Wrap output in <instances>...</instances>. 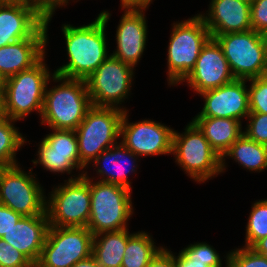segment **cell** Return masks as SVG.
I'll return each instance as SVG.
<instances>
[{
	"instance_id": "obj_7",
	"label": "cell",
	"mask_w": 267,
	"mask_h": 267,
	"mask_svg": "<svg viewBox=\"0 0 267 267\" xmlns=\"http://www.w3.org/2000/svg\"><path fill=\"white\" fill-rule=\"evenodd\" d=\"M183 133L173 131L172 154L185 173L201 183L221 174V157L211 147L203 132L191 121Z\"/></svg>"
},
{
	"instance_id": "obj_1",
	"label": "cell",
	"mask_w": 267,
	"mask_h": 267,
	"mask_svg": "<svg viewBox=\"0 0 267 267\" xmlns=\"http://www.w3.org/2000/svg\"><path fill=\"white\" fill-rule=\"evenodd\" d=\"M110 13L103 10L90 24L74 27L64 24L68 63L53 73L69 79H87L109 56L106 40V25Z\"/></svg>"
},
{
	"instance_id": "obj_29",
	"label": "cell",
	"mask_w": 267,
	"mask_h": 267,
	"mask_svg": "<svg viewBox=\"0 0 267 267\" xmlns=\"http://www.w3.org/2000/svg\"><path fill=\"white\" fill-rule=\"evenodd\" d=\"M224 258L226 267H267V257L248 247L231 250Z\"/></svg>"
},
{
	"instance_id": "obj_5",
	"label": "cell",
	"mask_w": 267,
	"mask_h": 267,
	"mask_svg": "<svg viewBox=\"0 0 267 267\" xmlns=\"http://www.w3.org/2000/svg\"><path fill=\"white\" fill-rule=\"evenodd\" d=\"M91 210L87 228L93 235L127 228L134 210L132 190L112 183L90 180Z\"/></svg>"
},
{
	"instance_id": "obj_30",
	"label": "cell",
	"mask_w": 267,
	"mask_h": 267,
	"mask_svg": "<svg viewBox=\"0 0 267 267\" xmlns=\"http://www.w3.org/2000/svg\"><path fill=\"white\" fill-rule=\"evenodd\" d=\"M249 110L250 112L267 114V75L248 79Z\"/></svg>"
},
{
	"instance_id": "obj_22",
	"label": "cell",
	"mask_w": 267,
	"mask_h": 267,
	"mask_svg": "<svg viewBox=\"0 0 267 267\" xmlns=\"http://www.w3.org/2000/svg\"><path fill=\"white\" fill-rule=\"evenodd\" d=\"M138 157L139 156L128 150L121 142L104 150L93 162L94 167L96 166L97 168V170H95L96 173L101 177L99 181L118 184L131 190V182L129 181L128 174L136 173L135 169L137 165L135 162H137L136 159H138ZM128 160L133 161L132 163L129 161L131 167L125 169L126 165L124 164H126ZM126 167L129 166L127 165Z\"/></svg>"
},
{
	"instance_id": "obj_44",
	"label": "cell",
	"mask_w": 267,
	"mask_h": 267,
	"mask_svg": "<svg viewBox=\"0 0 267 267\" xmlns=\"http://www.w3.org/2000/svg\"><path fill=\"white\" fill-rule=\"evenodd\" d=\"M245 3H248L249 5H251L255 0H241Z\"/></svg>"
},
{
	"instance_id": "obj_8",
	"label": "cell",
	"mask_w": 267,
	"mask_h": 267,
	"mask_svg": "<svg viewBox=\"0 0 267 267\" xmlns=\"http://www.w3.org/2000/svg\"><path fill=\"white\" fill-rule=\"evenodd\" d=\"M88 172L70 177L58 185L46 199V214L49 225L56 227H87L91 194Z\"/></svg>"
},
{
	"instance_id": "obj_17",
	"label": "cell",
	"mask_w": 267,
	"mask_h": 267,
	"mask_svg": "<svg viewBox=\"0 0 267 267\" xmlns=\"http://www.w3.org/2000/svg\"><path fill=\"white\" fill-rule=\"evenodd\" d=\"M48 16L44 24L30 37L0 47V73L7 79L35 65L45 54L48 43Z\"/></svg>"
},
{
	"instance_id": "obj_27",
	"label": "cell",
	"mask_w": 267,
	"mask_h": 267,
	"mask_svg": "<svg viewBox=\"0 0 267 267\" xmlns=\"http://www.w3.org/2000/svg\"><path fill=\"white\" fill-rule=\"evenodd\" d=\"M14 122L15 120L0 113V168L18 165L16 152L26 142L22 133L14 126Z\"/></svg>"
},
{
	"instance_id": "obj_15",
	"label": "cell",
	"mask_w": 267,
	"mask_h": 267,
	"mask_svg": "<svg viewBox=\"0 0 267 267\" xmlns=\"http://www.w3.org/2000/svg\"><path fill=\"white\" fill-rule=\"evenodd\" d=\"M46 135L38 147L34 165L40 164L52 173H68L81 170L78 140L75 130H56Z\"/></svg>"
},
{
	"instance_id": "obj_32",
	"label": "cell",
	"mask_w": 267,
	"mask_h": 267,
	"mask_svg": "<svg viewBox=\"0 0 267 267\" xmlns=\"http://www.w3.org/2000/svg\"><path fill=\"white\" fill-rule=\"evenodd\" d=\"M249 122L243 134L253 141L267 145V114L250 112Z\"/></svg>"
},
{
	"instance_id": "obj_38",
	"label": "cell",
	"mask_w": 267,
	"mask_h": 267,
	"mask_svg": "<svg viewBox=\"0 0 267 267\" xmlns=\"http://www.w3.org/2000/svg\"><path fill=\"white\" fill-rule=\"evenodd\" d=\"M175 267H210V261H200L189 259L182 251L178 256L174 254Z\"/></svg>"
},
{
	"instance_id": "obj_25",
	"label": "cell",
	"mask_w": 267,
	"mask_h": 267,
	"mask_svg": "<svg viewBox=\"0 0 267 267\" xmlns=\"http://www.w3.org/2000/svg\"><path fill=\"white\" fill-rule=\"evenodd\" d=\"M234 159L249 171L267 169V145L257 143L242 134L221 157V172H225V157Z\"/></svg>"
},
{
	"instance_id": "obj_39",
	"label": "cell",
	"mask_w": 267,
	"mask_h": 267,
	"mask_svg": "<svg viewBox=\"0 0 267 267\" xmlns=\"http://www.w3.org/2000/svg\"><path fill=\"white\" fill-rule=\"evenodd\" d=\"M152 0H121L122 9L146 10Z\"/></svg>"
},
{
	"instance_id": "obj_41",
	"label": "cell",
	"mask_w": 267,
	"mask_h": 267,
	"mask_svg": "<svg viewBox=\"0 0 267 267\" xmlns=\"http://www.w3.org/2000/svg\"><path fill=\"white\" fill-rule=\"evenodd\" d=\"M72 267H101L96 259L91 255L87 259L76 262Z\"/></svg>"
},
{
	"instance_id": "obj_9",
	"label": "cell",
	"mask_w": 267,
	"mask_h": 267,
	"mask_svg": "<svg viewBox=\"0 0 267 267\" xmlns=\"http://www.w3.org/2000/svg\"><path fill=\"white\" fill-rule=\"evenodd\" d=\"M221 46L235 79L267 75V36L254 30L211 36Z\"/></svg>"
},
{
	"instance_id": "obj_6",
	"label": "cell",
	"mask_w": 267,
	"mask_h": 267,
	"mask_svg": "<svg viewBox=\"0 0 267 267\" xmlns=\"http://www.w3.org/2000/svg\"><path fill=\"white\" fill-rule=\"evenodd\" d=\"M168 45V85L179 84L194 68L202 47L211 38L203 19L197 14L173 23Z\"/></svg>"
},
{
	"instance_id": "obj_40",
	"label": "cell",
	"mask_w": 267,
	"mask_h": 267,
	"mask_svg": "<svg viewBox=\"0 0 267 267\" xmlns=\"http://www.w3.org/2000/svg\"><path fill=\"white\" fill-rule=\"evenodd\" d=\"M251 248L256 253L267 257V237L258 240Z\"/></svg>"
},
{
	"instance_id": "obj_21",
	"label": "cell",
	"mask_w": 267,
	"mask_h": 267,
	"mask_svg": "<svg viewBox=\"0 0 267 267\" xmlns=\"http://www.w3.org/2000/svg\"><path fill=\"white\" fill-rule=\"evenodd\" d=\"M49 226L47 215L22 216L2 236V239L23 253L36 265L40 258Z\"/></svg>"
},
{
	"instance_id": "obj_2",
	"label": "cell",
	"mask_w": 267,
	"mask_h": 267,
	"mask_svg": "<svg viewBox=\"0 0 267 267\" xmlns=\"http://www.w3.org/2000/svg\"><path fill=\"white\" fill-rule=\"evenodd\" d=\"M52 80L61 84L50 89L47 83L41 124H46L51 130H76L92 106L86 82L55 73Z\"/></svg>"
},
{
	"instance_id": "obj_33",
	"label": "cell",
	"mask_w": 267,
	"mask_h": 267,
	"mask_svg": "<svg viewBox=\"0 0 267 267\" xmlns=\"http://www.w3.org/2000/svg\"><path fill=\"white\" fill-rule=\"evenodd\" d=\"M0 267H35L21 252L0 238Z\"/></svg>"
},
{
	"instance_id": "obj_26",
	"label": "cell",
	"mask_w": 267,
	"mask_h": 267,
	"mask_svg": "<svg viewBox=\"0 0 267 267\" xmlns=\"http://www.w3.org/2000/svg\"><path fill=\"white\" fill-rule=\"evenodd\" d=\"M148 232L129 234L121 267H147L150 260L163 248L154 245Z\"/></svg>"
},
{
	"instance_id": "obj_36",
	"label": "cell",
	"mask_w": 267,
	"mask_h": 267,
	"mask_svg": "<svg viewBox=\"0 0 267 267\" xmlns=\"http://www.w3.org/2000/svg\"><path fill=\"white\" fill-rule=\"evenodd\" d=\"M22 216L0 204V238L7 233Z\"/></svg>"
},
{
	"instance_id": "obj_18",
	"label": "cell",
	"mask_w": 267,
	"mask_h": 267,
	"mask_svg": "<svg viewBox=\"0 0 267 267\" xmlns=\"http://www.w3.org/2000/svg\"><path fill=\"white\" fill-rule=\"evenodd\" d=\"M145 10L125 9L116 30V50L111 55L136 67L143 55L147 39Z\"/></svg>"
},
{
	"instance_id": "obj_16",
	"label": "cell",
	"mask_w": 267,
	"mask_h": 267,
	"mask_svg": "<svg viewBox=\"0 0 267 267\" xmlns=\"http://www.w3.org/2000/svg\"><path fill=\"white\" fill-rule=\"evenodd\" d=\"M247 79L234 81L200 93L204 106L195 117L231 118L240 122L250 113Z\"/></svg>"
},
{
	"instance_id": "obj_10",
	"label": "cell",
	"mask_w": 267,
	"mask_h": 267,
	"mask_svg": "<svg viewBox=\"0 0 267 267\" xmlns=\"http://www.w3.org/2000/svg\"><path fill=\"white\" fill-rule=\"evenodd\" d=\"M46 198L32 168L29 173L20 165L0 168V204L21 216L47 215Z\"/></svg>"
},
{
	"instance_id": "obj_37",
	"label": "cell",
	"mask_w": 267,
	"mask_h": 267,
	"mask_svg": "<svg viewBox=\"0 0 267 267\" xmlns=\"http://www.w3.org/2000/svg\"><path fill=\"white\" fill-rule=\"evenodd\" d=\"M147 267H175L174 254L167 248H162L149 262Z\"/></svg>"
},
{
	"instance_id": "obj_19",
	"label": "cell",
	"mask_w": 267,
	"mask_h": 267,
	"mask_svg": "<svg viewBox=\"0 0 267 267\" xmlns=\"http://www.w3.org/2000/svg\"><path fill=\"white\" fill-rule=\"evenodd\" d=\"M45 18L29 3L0 4V47L30 38Z\"/></svg>"
},
{
	"instance_id": "obj_42",
	"label": "cell",
	"mask_w": 267,
	"mask_h": 267,
	"mask_svg": "<svg viewBox=\"0 0 267 267\" xmlns=\"http://www.w3.org/2000/svg\"><path fill=\"white\" fill-rule=\"evenodd\" d=\"M5 85H6V78L0 73V101L4 94Z\"/></svg>"
},
{
	"instance_id": "obj_11",
	"label": "cell",
	"mask_w": 267,
	"mask_h": 267,
	"mask_svg": "<svg viewBox=\"0 0 267 267\" xmlns=\"http://www.w3.org/2000/svg\"><path fill=\"white\" fill-rule=\"evenodd\" d=\"M93 234L87 227L49 226L35 267H72L92 255Z\"/></svg>"
},
{
	"instance_id": "obj_14",
	"label": "cell",
	"mask_w": 267,
	"mask_h": 267,
	"mask_svg": "<svg viewBox=\"0 0 267 267\" xmlns=\"http://www.w3.org/2000/svg\"><path fill=\"white\" fill-rule=\"evenodd\" d=\"M235 80L221 46L210 38L202 47L194 68L180 82H187L198 95Z\"/></svg>"
},
{
	"instance_id": "obj_35",
	"label": "cell",
	"mask_w": 267,
	"mask_h": 267,
	"mask_svg": "<svg viewBox=\"0 0 267 267\" xmlns=\"http://www.w3.org/2000/svg\"><path fill=\"white\" fill-rule=\"evenodd\" d=\"M69 0H29L32 5L44 18L54 15L58 7L66 6Z\"/></svg>"
},
{
	"instance_id": "obj_28",
	"label": "cell",
	"mask_w": 267,
	"mask_h": 267,
	"mask_svg": "<svg viewBox=\"0 0 267 267\" xmlns=\"http://www.w3.org/2000/svg\"><path fill=\"white\" fill-rule=\"evenodd\" d=\"M267 237V199L259 200L251 207L244 247L251 248L258 240Z\"/></svg>"
},
{
	"instance_id": "obj_3",
	"label": "cell",
	"mask_w": 267,
	"mask_h": 267,
	"mask_svg": "<svg viewBox=\"0 0 267 267\" xmlns=\"http://www.w3.org/2000/svg\"><path fill=\"white\" fill-rule=\"evenodd\" d=\"M44 57L45 55L31 68L6 79L0 113L16 122L35 110L41 117L45 89L54 75L49 72Z\"/></svg>"
},
{
	"instance_id": "obj_43",
	"label": "cell",
	"mask_w": 267,
	"mask_h": 267,
	"mask_svg": "<svg viewBox=\"0 0 267 267\" xmlns=\"http://www.w3.org/2000/svg\"><path fill=\"white\" fill-rule=\"evenodd\" d=\"M2 2H21V3H29V0H1Z\"/></svg>"
},
{
	"instance_id": "obj_24",
	"label": "cell",
	"mask_w": 267,
	"mask_h": 267,
	"mask_svg": "<svg viewBox=\"0 0 267 267\" xmlns=\"http://www.w3.org/2000/svg\"><path fill=\"white\" fill-rule=\"evenodd\" d=\"M128 230L121 229L93 235L92 256L101 267H121Z\"/></svg>"
},
{
	"instance_id": "obj_34",
	"label": "cell",
	"mask_w": 267,
	"mask_h": 267,
	"mask_svg": "<svg viewBox=\"0 0 267 267\" xmlns=\"http://www.w3.org/2000/svg\"><path fill=\"white\" fill-rule=\"evenodd\" d=\"M252 30L267 36V0H255L250 5Z\"/></svg>"
},
{
	"instance_id": "obj_13",
	"label": "cell",
	"mask_w": 267,
	"mask_h": 267,
	"mask_svg": "<svg viewBox=\"0 0 267 267\" xmlns=\"http://www.w3.org/2000/svg\"><path fill=\"white\" fill-rule=\"evenodd\" d=\"M128 114L125 110L120 125L121 143L128 150L140 157L172 153L174 129L147 119L129 123Z\"/></svg>"
},
{
	"instance_id": "obj_20",
	"label": "cell",
	"mask_w": 267,
	"mask_h": 267,
	"mask_svg": "<svg viewBox=\"0 0 267 267\" xmlns=\"http://www.w3.org/2000/svg\"><path fill=\"white\" fill-rule=\"evenodd\" d=\"M208 13L200 14L211 36L252 30L250 5L241 0H211Z\"/></svg>"
},
{
	"instance_id": "obj_12",
	"label": "cell",
	"mask_w": 267,
	"mask_h": 267,
	"mask_svg": "<svg viewBox=\"0 0 267 267\" xmlns=\"http://www.w3.org/2000/svg\"><path fill=\"white\" fill-rule=\"evenodd\" d=\"M134 68L123 63L116 57L110 56L85 79L87 91L92 105L115 107L120 106L131 92ZM119 104V105H118Z\"/></svg>"
},
{
	"instance_id": "obj_4",
	"label": "cell",
	"mask_w": 267,
	"mask_h": 267,
	"mask_svg": "<svg viewBox=\"0 0 267 267\" xmlns=\"http://www.w3.org/2000/svg\"><path fill=\"white\" fill-rule=\"evenodd\" d=\"M123 109L92 105L75 130L78 140L80 167L84 169L106 149L117 144Z\"/></svg>"
},
{
	"instance_id": "obj_23",
	"label": "cell",
	"mask_w": 267,
	"mask_h": 267,
	"mask_svg": "<svg viewBox=\"0 0 267 267\" xmlns=\"http://www.w3.org/2000/svg\"><path fill=\"white\" fill-rule=\"evenodd\" d=\"M192 121L220 157L243 134L242 123L236 119L194 117Z\"/></svg>"
},
{
	"instance_id": "obj_31",
	"label": "cell",
	"mask_w": 267,
	"mask_h": 267,
	"mask_svg": "<svg viewBox=\"0 0 267 267\" xmlns=\"http://www.w3.org/2000/svg\"><path fill=\"white\" fill-rule=\"evenodd\" d=\"M189 259L210 261V267H222L219 253L206 242H196L181 250Z\"/></svg>"
}]
</instances>
